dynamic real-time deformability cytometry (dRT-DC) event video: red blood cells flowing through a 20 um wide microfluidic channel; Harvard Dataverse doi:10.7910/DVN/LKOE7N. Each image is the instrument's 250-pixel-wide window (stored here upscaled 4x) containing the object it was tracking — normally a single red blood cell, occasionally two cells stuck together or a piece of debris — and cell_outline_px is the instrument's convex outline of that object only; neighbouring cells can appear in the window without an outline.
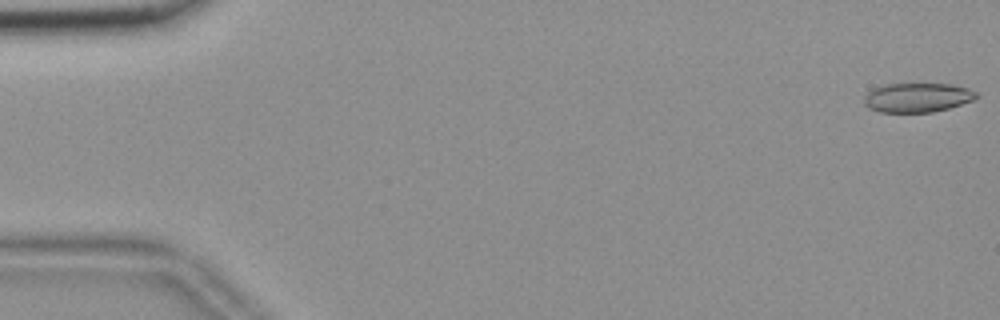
{"species": "common noctule bat (a hibernating species)", "species_latin": "Nyctalus noctula", "temperature_condition": "room temperature", "stored_images_in_passage": 56, "camera_frame_rate_fps": 3000, "um_per_image_px": 0.085, "animal": {"sex": "female", "body_mass_g": 18.4}, "frame": {"image": 1, "passage_image": 1, "time_ms": 0.0, "image_size_px": [1000, 320], "cell_outline_px": [[980, 96], [972, 100], [948, 108], [932, 112], [880, 112], [868, 108], [864, 104], [864, 96], [868, 92], [884, 84], [952, 84], [968, 88], [976, 92]], "centroid_in_image_um": [77.97, 8.29], "position_along_channel_um": 7.0, "area_um2": 19.07}}
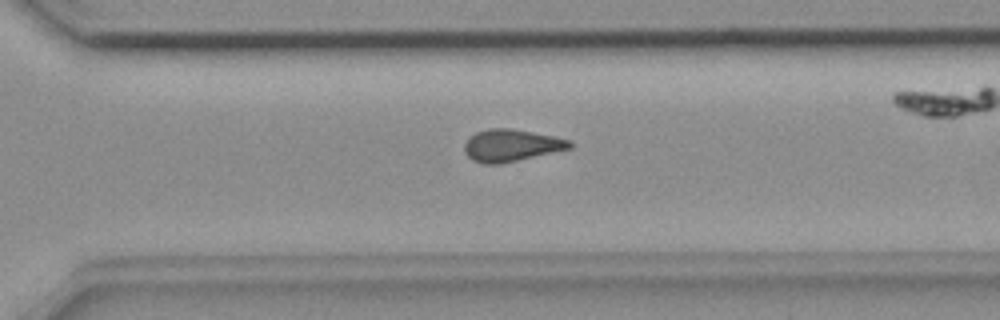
{"frame": {"image": 2, "passage_image": 39, "time_ms": 12.667, "image_size_px": [1000, 320], "cell_outline_px": [[572, 148], [500, 164], [484, 164], [472, 160], [464, 152], [464, 144], [476, 132], [488, 128], [512, 128], [572, 140]], "centroid_in_image_um": [43.45, 12.36], "position_along_channel_um": 327.1, "area_um2": 19.65}}
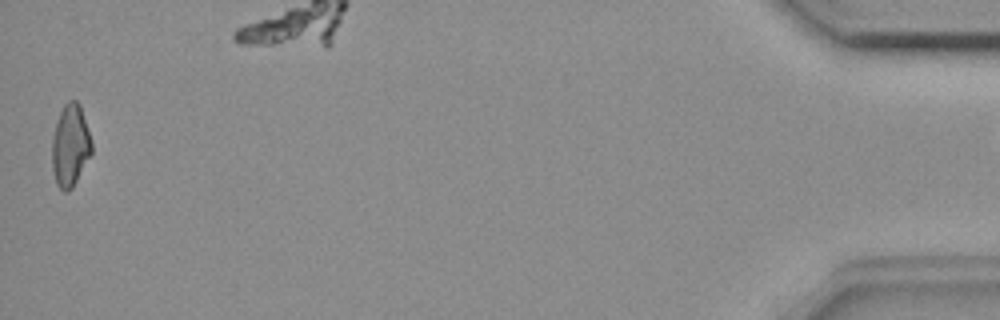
{"frame": {"image": 3, "passage_image": 55, "time_ms": 18.0, "image_size_px": [1000, 320], "cell_outline_px": [[92, 152], [72, 188], [68, 192], [64, 192], [56, 184], [52, 168], [52, 136], [56, 120], [64, 104], [68, 100], [76, 100], [80, 104], [92, 144]], "centroid_in_image_um": [5.95, 12.36], "position_along_channel_um": 429.2, "area_um2": 18.96}}